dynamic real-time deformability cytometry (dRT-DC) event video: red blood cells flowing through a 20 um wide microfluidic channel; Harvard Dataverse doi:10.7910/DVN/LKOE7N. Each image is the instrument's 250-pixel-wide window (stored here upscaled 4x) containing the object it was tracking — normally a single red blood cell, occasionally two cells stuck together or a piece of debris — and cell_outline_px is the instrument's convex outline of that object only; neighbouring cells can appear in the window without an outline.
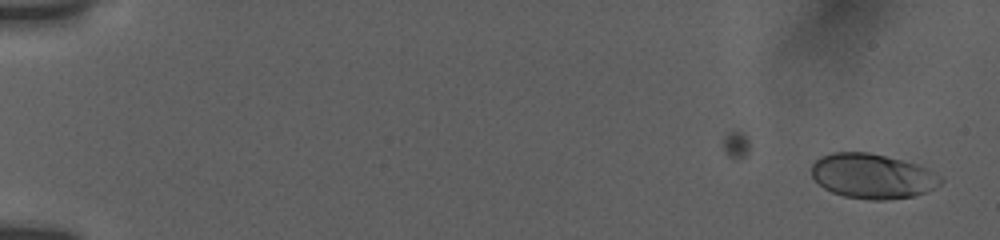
{"species": "human", "species_latin": "Homo sapiens", "temperature_condition": "room temperature", "stored_images_in_passage": 16, "camera_frame_rate_fps": 3000, "um_per_image_px": 0.085, "donor": {"sex": "female"}, "frame": {"image": 1, "passage_image": 1, "time_ms": 0.0, "image_size_px": [1000, 240], "cell_outline_px": [[944, 180], [936, 188], [912, 196], [884, 200], [868, 200], [844, 196], [832, 192], [824, 188], [812, 176], [812, 164], [820, 156], [832, 152], [868, 152], [916, 164], [944, 176]], "centroid_in_image_um": [74.17, 14.97], "position_along_channel_um": 10.8, "area_um2": 33.7}}